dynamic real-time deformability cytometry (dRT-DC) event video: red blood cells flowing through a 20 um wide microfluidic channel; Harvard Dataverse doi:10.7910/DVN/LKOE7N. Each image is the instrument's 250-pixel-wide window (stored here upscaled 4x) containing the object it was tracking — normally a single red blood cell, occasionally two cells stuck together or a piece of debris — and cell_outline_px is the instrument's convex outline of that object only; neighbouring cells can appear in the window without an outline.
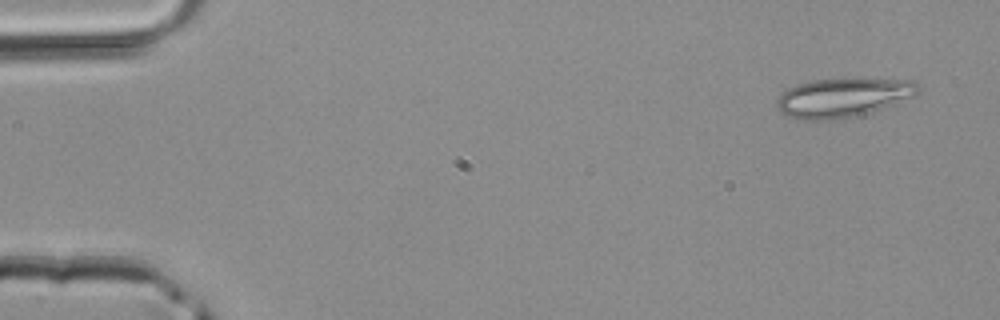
{"species": "common noctule bat (a hibernating species)", "species_latin": "Nyctalus noctula", "temperature_condition": "room temperature", "stored_images_in_passage": 4, "camera_frame_rate_fps": 3000, "um_per_image_px": 0.085, "animal": {"sex": "male", "body_mass_g": 20.4}, "frame": {"image": 1, "passage_image": 1, "time_ms": 0.0, "image_size_px": [1000, 320], "cell_outline_px": [[920, 92], [916, 96], [872, 112], [852, 116], [828, 120], [800, 120], [780, 112], [776, 108], [776, 100], [788, 88], [812, 80], [912, 80], [920, 84]], "centroid_in_image_um": [71.67, 8.32], "position_along_channel_um": 13.3, "area_um2": 31.67}}